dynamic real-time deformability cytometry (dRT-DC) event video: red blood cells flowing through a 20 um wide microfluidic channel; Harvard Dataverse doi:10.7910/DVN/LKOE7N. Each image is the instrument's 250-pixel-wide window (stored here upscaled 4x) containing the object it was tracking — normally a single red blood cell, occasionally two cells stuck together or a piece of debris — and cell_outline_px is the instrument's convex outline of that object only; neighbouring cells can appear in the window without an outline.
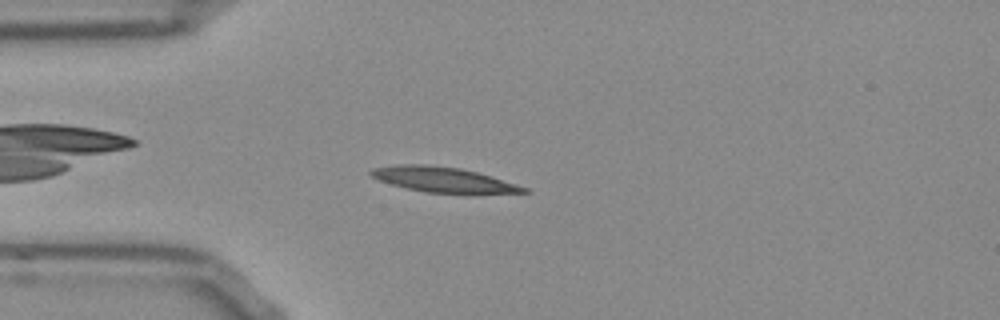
{"species": "Egyptian fruit bat (a non-hibernating species)", "species_latin": "Rousettus aegyptiacus", "temperature_condition": "room temperature", "stored_images_in_passage": 45, "camera_frame_rate_fps": 3000, "um_per_image_px": 0.085, "frame": {"image": 1, "passage_image": 6, "time_ms": 1.667, "image_size_px": [1000, 320], "cell_outline_px": [[532, 192], [424, 192], [392, 184], [380, 180], [372, 176], [368, 172], [372, 168], [396, 164], [424, 164], [460, 168], [476, 172], [516, 184], [528, 188]], "centroid_in_image_um": [37.59, 15.24], "position_along_channel_um": 47.4, "area_um2": 21.62}}
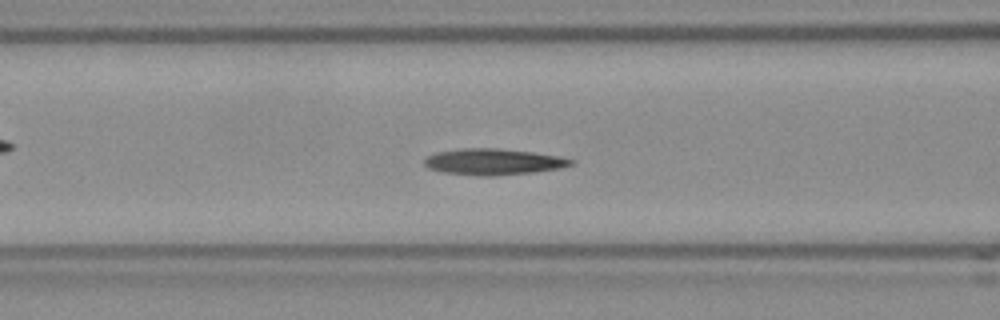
{"frame": {"image": 2, "passage_image": 13, "time_ms": 4.0, "image_size_px": [1000, 320], "cell_outline_px": [[576, 160], [572, 164], [560, 168], [532, 172], [492, 176], [484, 176], [444, 172], [428, 168], [424, 164], [424, 160], [428, 156], [436, 152], [460, 148], [496, 148], [532, 152], [560, 156]], "centroid_in_image_um": [41.94, 13.74], "position_along_channel_um": 124.7, "area_um2": 22.25}}
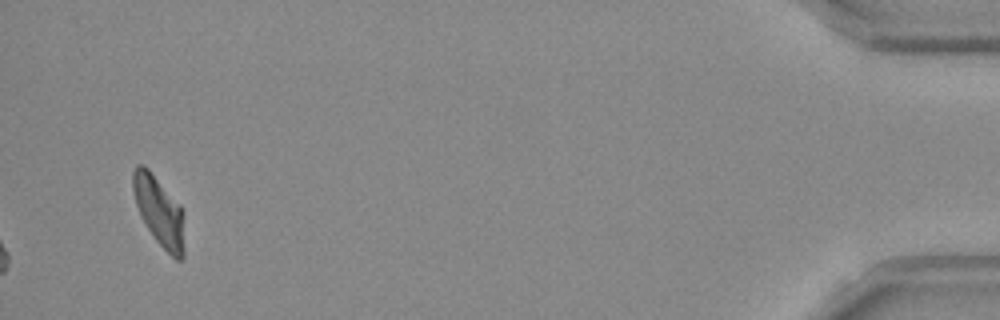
{"frame": {"image": 3, "passage_image": 43, "time_ms": 14.0, "image_size_px": [1000, 320], "cell_outline_px": [[184, 256], [180, 260], [176, 260], [156, 240], [148, 228], [136, 204], [132, 188], [132, 172], [136, 164], [144, 164], [148, 168], [180, 204], [184, 212]], "centroid_in_image_um": [13.55, 17.92], "position_along_channel_um": 421.7, "area_um2": 20.87}, "authors_computed_cell_mechanics": {"area_um2": 21.2704, "velocity_mm_per_s": 3.8268, "shape_relaxation_time_tau1_ms": null, "shape_relaxation_time_tau2_ms": 9.7502, "deformation_change_tau1": null, "deformation_change_tau2": 0.2172}}